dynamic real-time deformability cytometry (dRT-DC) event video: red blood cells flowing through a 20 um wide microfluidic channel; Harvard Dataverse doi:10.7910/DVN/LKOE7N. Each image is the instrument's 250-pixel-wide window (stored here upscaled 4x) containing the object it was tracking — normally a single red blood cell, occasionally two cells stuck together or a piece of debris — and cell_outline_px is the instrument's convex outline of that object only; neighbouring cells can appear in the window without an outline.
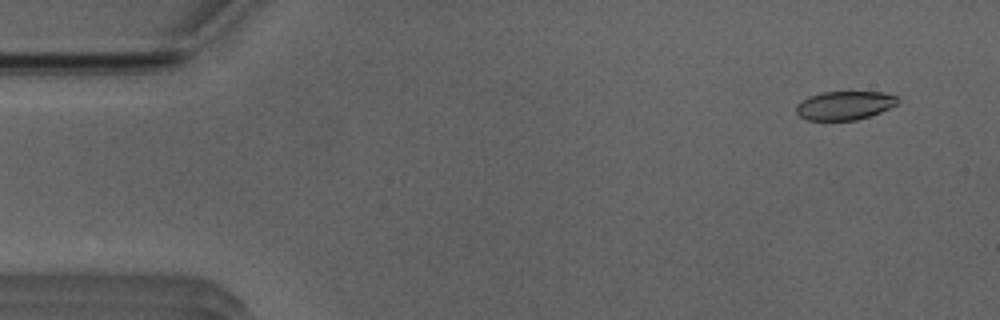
{"species": "Egyptian fruit bat (a non-hibernating species)", "species_latin": "Rousettus aegyptiacus", "temperature_condition": "room temperature", "stored_images_in_passage": 49, "camera_frame_rate_fps": 3000, "um_per_image_px": 0.085, "animal": {"sex": "male"}, "frame": {"image": 1, "passage_image": 1, "time_ms": 0.0, "image_size_px": [1000, 320], "cell_outline_px": [[900, 100], [896, 104], [880, 112], [856, 120], [808, 120], [800, 116], [796, 112], [796, 104], [808, 96], [820, 92], [884, 92], [896, 96]], "centroid_in_image_um": [71.76, 8.95], "position_along_channel_um": 13.2, "area_um2": 16.94}}
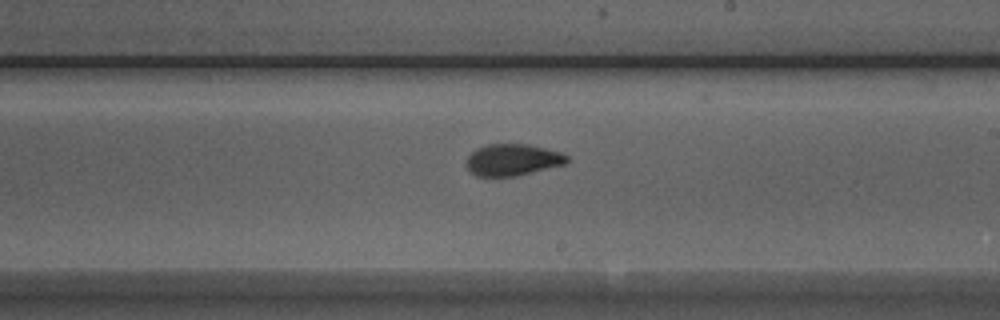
{"frame": {"image": 2, "passage_image": 27, "time_ms": 8.667, "image_size_px": [1000, 320], "cell_outline_px": [[568, 160], [564, 164], [516, 176], [476, 176], [468, 172], [464, 164], [468, 156], [476, 148], [488, 144], [528, 144], [560, 152], [568, 156]], "centroid_in_image_um": [43.5, 13.59], "position_along_channel_um": 245.5, "area_um2": 18.61}}
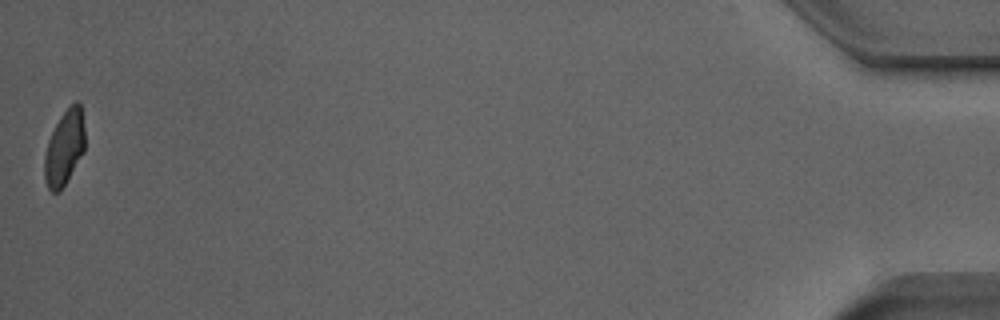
{"frame": {"image": 3, "passage_image": 49, "time_ms": 16.0, "image_size_px": [1000, 320], "cell_outline_px": [[84, 152], [60, 192], [52, 192], [48, 188], [44, 176], [44, 156], [48, 140], [60, 116], [76, 100], [80, 104], [84, 128]], "centroid_in_image_um": [5.47, 12.58], "position_along_channel_um": 429.7, "area_um2": 17.51}, "authors_computed_cell_mechanics": {"area_um2": 18.785, "velocity_mm_per_s": 3.9286, "shape_relaxation_time_tau1_ms": 5.067, "shape_relaxation_time_tau2_ms": 1.3495, "deformation_change_tau1": 0.1558, "deformation_change_tau2": 0.0645}}